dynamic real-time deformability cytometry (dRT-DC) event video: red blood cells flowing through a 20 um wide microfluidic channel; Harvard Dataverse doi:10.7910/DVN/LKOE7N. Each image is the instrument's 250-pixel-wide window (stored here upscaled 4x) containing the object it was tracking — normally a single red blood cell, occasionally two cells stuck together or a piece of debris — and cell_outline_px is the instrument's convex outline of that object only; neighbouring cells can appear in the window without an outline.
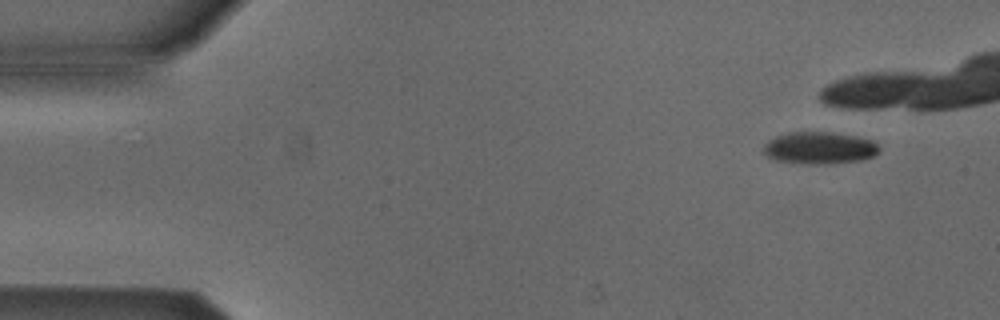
{"species": "Egyptian fruit bat (a non-hibernating species)", "species_latin": "Rousettus aegyptiacus", "temperature_condition": "cold", "stored_images_in_passage": 5, "camera_frame_rate_fps": 3000, "um_per_image_px": 0.085, "animal": {"sex": "male"}, "frame": {"image": 1, "passage_image": 1, "time_ms": 0.0, "image_size_px": [1000, 320], "cell_outline_px": [[880, 148], [872, 156], [860, 160], [776, 160], [768, 156], [764, 152], [764, 144], [768, 140], [776, 136], [792, 132], [828, 132], [856, 136], [872, 140]], "centroid_in_image_um": [69.65, 12.48], "position_along_channel_um": 15.4, "area_um2": 19.88}}